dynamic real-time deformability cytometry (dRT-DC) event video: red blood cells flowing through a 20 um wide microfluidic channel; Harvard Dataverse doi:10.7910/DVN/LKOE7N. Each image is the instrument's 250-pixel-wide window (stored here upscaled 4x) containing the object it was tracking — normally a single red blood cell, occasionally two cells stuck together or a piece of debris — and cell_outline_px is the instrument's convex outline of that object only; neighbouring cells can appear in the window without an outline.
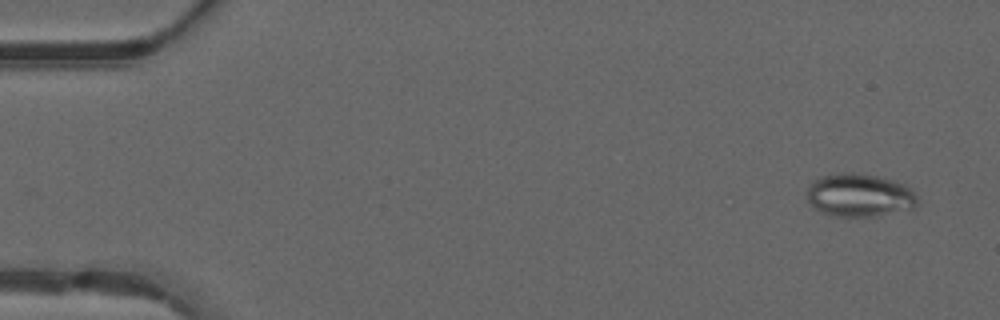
{"species": "common noctule bat (a hibernating species)", "species_latin": "Nyctalus noctula", "temperature_condition": "warm", "stored_images_in_passage": 14, "camera_frame_rate_fps": 3000, "um_per_image_px": 0.085, "animal": {"sex": "male", "forearm_length_mm": 52.5}, "frame": {"image": 1, "passage_image": 3, "time_ms": 0.667, "image_size_px": [1000, 320], "cell_outline_px": [[920, 204], [916, 208], [872, 216], [836, 216], [820, 212], [808, 204], [808, 188], [812, 180], [820, 176], [840, 172], [852, 172], [880, 176], [904, 184], [912, 188], [920, 200]], "centroid_in_image_um": [73.08, 16.58], "position_along_channel_um": 11.9, "area_um2": 28.26}}